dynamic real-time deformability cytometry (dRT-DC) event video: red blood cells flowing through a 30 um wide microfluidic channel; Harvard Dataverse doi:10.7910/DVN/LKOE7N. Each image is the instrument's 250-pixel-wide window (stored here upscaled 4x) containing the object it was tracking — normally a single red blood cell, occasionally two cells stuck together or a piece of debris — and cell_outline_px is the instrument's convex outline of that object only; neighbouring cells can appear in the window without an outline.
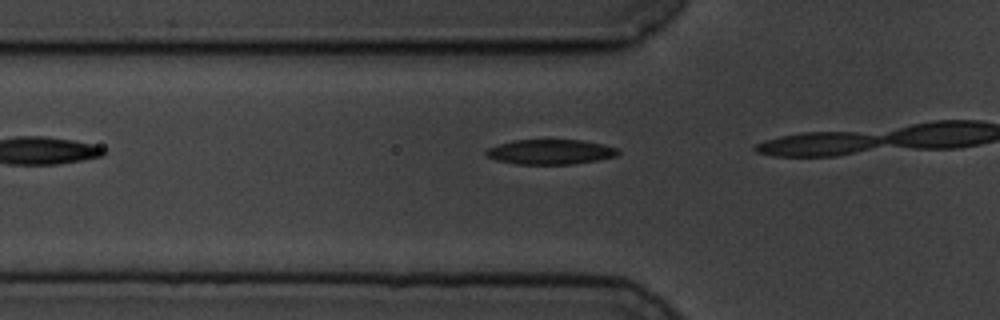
{"species": "common noctule bat (a hibernating species)", "species_latin": "Nyctalus noctula", "temperature_condition": "cold", "stored_images_in_passage": 6, "camera_frame_rate_fps": 3000, "um_per_image_px": 0.085, "animal": {"sex": "male", "body_mass_g": 19.5, "forearm_length_mm": 54.6}, "frame": {"image": 1, "passage_image": 4, "time_ms": 1.0, "image_size_px": [1000, 320], "cell_outline_px": [[620, 152], [616, 156], [596, 160], [572, 164], [516, 164], [496, 160], [484, 156], [484, 152], [488, 148], [512, 140], [580, 140], [600, 144], [616, 148]], "centroid_in_image_um": [46.72, 12.91], "position_along_channel_um": 79.1, "area_um2": 19.02}}